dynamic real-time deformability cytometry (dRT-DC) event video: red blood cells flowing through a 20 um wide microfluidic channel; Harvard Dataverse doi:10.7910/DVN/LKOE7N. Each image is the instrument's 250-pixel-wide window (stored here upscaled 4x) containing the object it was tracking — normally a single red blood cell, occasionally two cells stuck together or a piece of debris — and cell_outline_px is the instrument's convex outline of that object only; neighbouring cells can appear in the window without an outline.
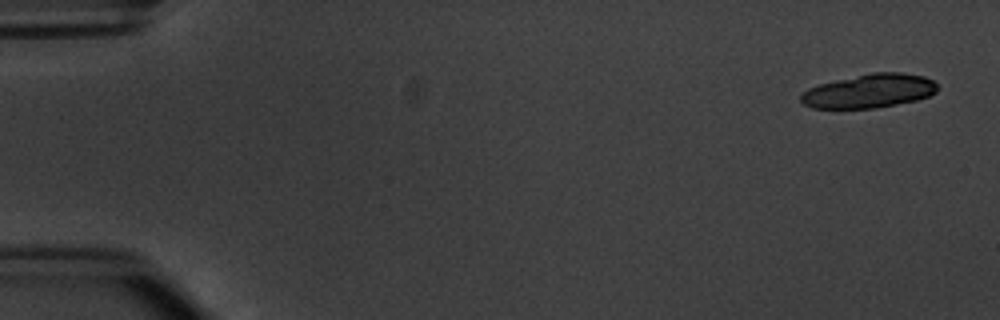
{"species": "common noctule bat (a hibernating species)", "species_latin": "Nyctalus noctula", "temperature_condition": "warm", "stored_images_in_passage": 6, "camera_frame_rate_fps": 3000, "um_per_image_px": 0.085, "animal": {"sex": "male", "body_mass_g": 20.1, "forearm_length_mm": 53.5}, "frame": {"image": 1, "passage_image": 1, "time_ms": 0.0, "image_size_px": [1000, 320], "cell_outline_px": [[936, 92], [928, 96], [916, 100], [872, 108], [812, 108], [804, 104], [800, 100], [800, 96], [808, 88], [820, 84], [836, 80], [872, 72], [904, 72], [924, 76], [932, 80], [936, 84]], "centroid_in_image_um": [73.88, 7.72], "position_along_channel_um": 11.1, "area_um2": 26.65}}